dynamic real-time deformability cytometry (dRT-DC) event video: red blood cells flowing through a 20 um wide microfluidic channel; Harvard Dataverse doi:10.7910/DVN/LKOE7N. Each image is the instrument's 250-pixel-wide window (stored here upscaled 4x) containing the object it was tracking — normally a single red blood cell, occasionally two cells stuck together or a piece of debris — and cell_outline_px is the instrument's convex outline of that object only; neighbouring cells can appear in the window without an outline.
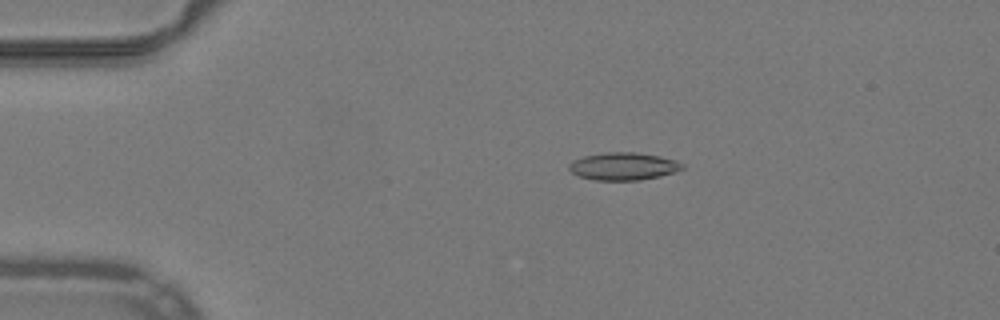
{"species": "common noctule bat (a hibernating species)", "species_latin": "Nyctalus noctula", "temperature_condition": "warm", "stored_images_in_passage": 42, "camera_frame_rate_fps": 3000, "um_per_image_px": 0.085, "animal": {"sex": "male", "body_mass_g": 19.2, "forearm_length_mm": 51.8}, "frame": {"image": 1, "passage_image": 1, "time_ms": 0.0, "image_size_px": [1000, 320], "cell_outline_px": [[684, 168], [676, 172], [660, 176], [640, 180], [596, 180], [580, 176], [572, 172], [568, 168], [568, 164], [572, 160], [584, 156], [604, 152], [636, 152], [660, 156], [676, 160], [684, 164]], "centroid_in_image_um": [53.0, 14.13], "position_along_channel_um": 32.0, "area_um2": 18.32}}
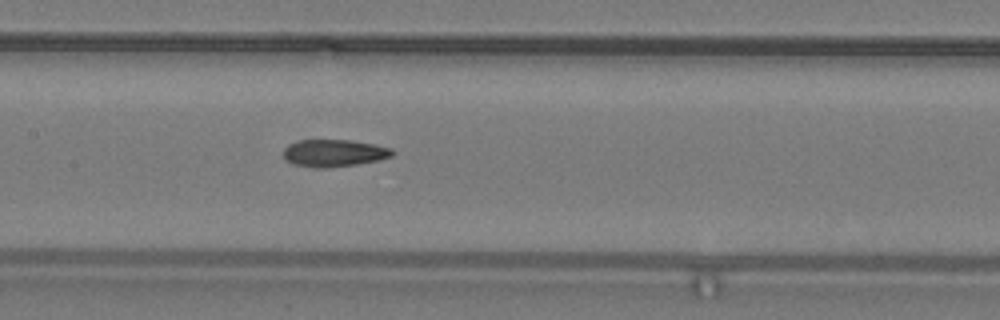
{"frame": {"image": 2, "passage_image": 16, "time_ms": 5.0, "image_size_px": [1000, 320], "cell_outline_px": [[396, 152], [392, 156], [376, 160], [356, 164], [328, 168], [316, 168], [296, 164], [288, 160], [284, 156], [284, 148], [288, 144], [300, 140], [352, 140], [392, 148]], "centroid_in_image_um": [28.41, 13.0], "position_along_channel_um": 179.0, "area_um2": 17.11}}
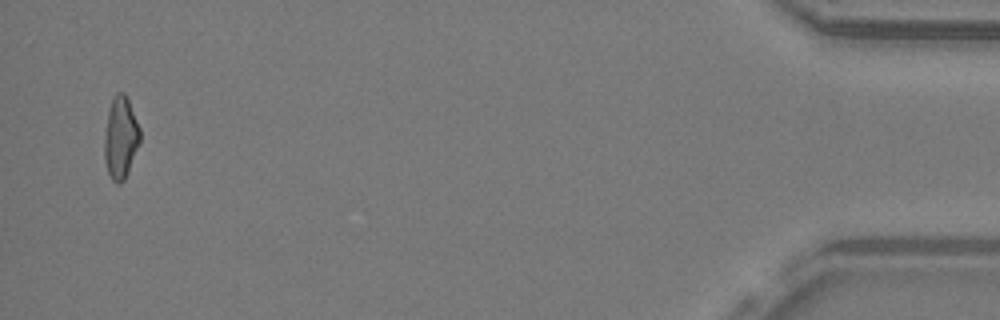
{"frame": {"image": 3, "passage_image": 41, "time_ms": 13.333, "image_size_px": [1000, 320], "cell_outline_px": [[140, 140], [128, 172], [124, 180], [120, 184], [116, 184], [112, 180], [108, 172], [104, 160], [104, 136], [108, 112], [112, 100], [116, 92], [124, 92], [128, 100], [140, 128]], "centroid_in_image_um": [10.24, 11.73], "position_along_channel_um": 425.0, "area_um2": 16.94}, "authors_computed_cell_mechanics": {"area_um2": 17.1088, "velocity_mm_per_s": 3.9937, "shape_relaxation_time_tau1_ms": null, "shape_relaxation_time_tau2_ms": 6.1936, "deformation_change_tau1": null, "deformation_change_tau2": 0.1585}}